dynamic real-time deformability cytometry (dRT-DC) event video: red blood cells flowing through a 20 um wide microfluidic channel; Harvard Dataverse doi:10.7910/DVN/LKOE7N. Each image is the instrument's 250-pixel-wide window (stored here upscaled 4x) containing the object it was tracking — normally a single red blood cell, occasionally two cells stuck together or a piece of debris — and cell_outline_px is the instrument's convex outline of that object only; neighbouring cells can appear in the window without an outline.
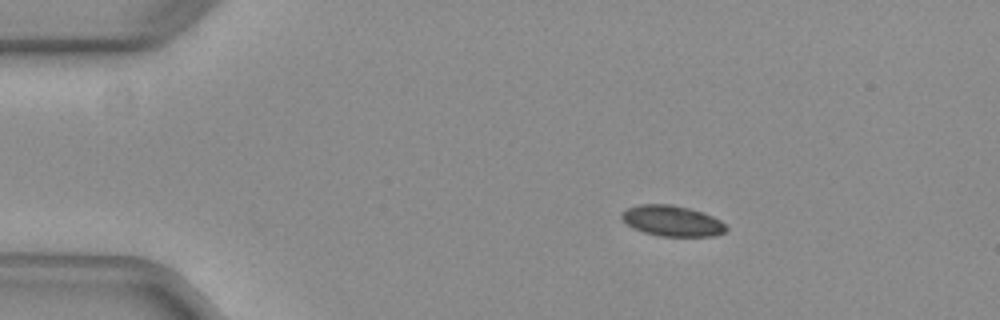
{"species": "common noctule bat (a hibernating species)", "species_latin": "Nyctalus noctula", "temperature_condition": "warm", "stored_images_in_passage": 34, "camera_frame_rate_fps": 3000, "um_per_image_px": 0.085, "animal": {"sex": "female", "body_mass_g": 29.2, "forearm_length_mm": 56.3}, "frame": {"image": 1, "passage_image": 1, "time_ms": 0.0, "image_size_px": [1000, 320], "cell_outline_px": [[728, 228], [724, 232], [712, 236], [660, 236], [644, 232], [628, 224], [620, 216], [628, 208], [640, 204], [672, 204], [704, 212], [720, 220]], "centroid_in_image_um": [57.16, 18.77], "position_along_channel_um": 27.8, "area_um2": 18.44}}
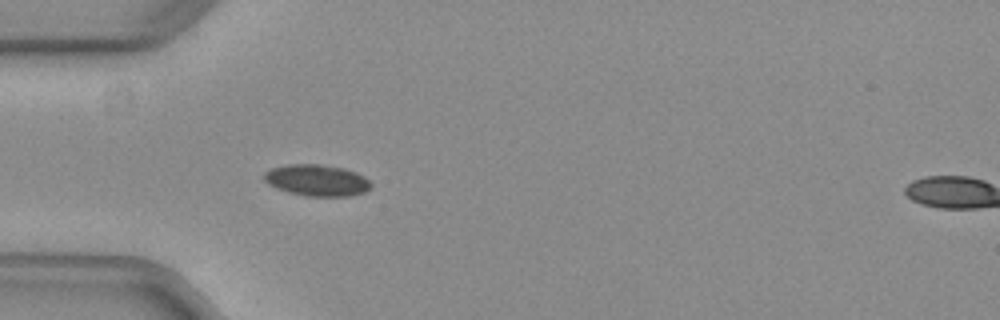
{"frame": {"image": 2, "passage_image": 8, "time_ms": 2.333, "image_size_px": [1000, 320], "cell_outline_px": [[372, 188], [364, 192], [348, 196], [308, 196], [288, 192], [276, 188], [268, 184], [264, 180], [264, 172], [272, 168], [288, 164], [320, 164], [344, 168], [356, 172], [364, 176], [372, 184]], "centroid_in_image_um": [26.94, 15.32], "position_along_channel_um": 58.1, "area_um2": 19.65}}
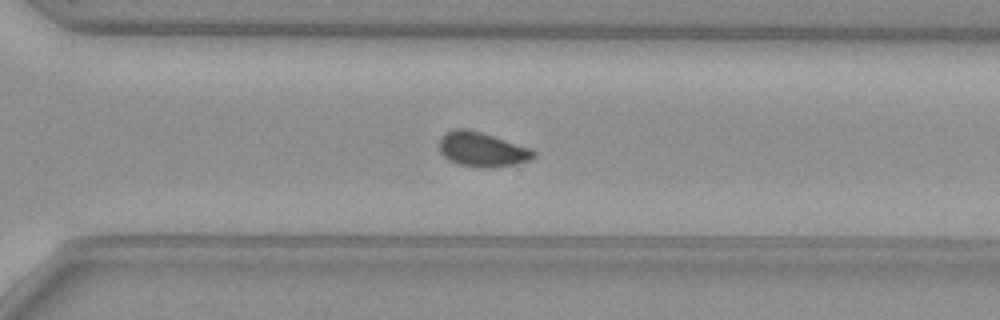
{"frame": {"image": 3, "passage_image": 29, "time_ms": 9.333, "image_size_px": [1000, 320], "cell_outline_px": [[536, 156], [528, 160], [516, 164], [492, 168], [476, 168], [460, 164], [444, 156], [440, 152], [440, 136], [444, 132], [456, 128], [468, 128], [532, 148], [536, 152]], "centroid_in_image_um": [40.99, 12.69], "position_along_channel_um": 329.6, "area_um2": 19.13}, "authors_computed_cell_mechanics": {"area_um2": 19.1318, "velocity_mm_per_s": 3.9496, "shape_relaxation_time_tau1_ms": null, "shape_relaxation_time_tau2_ms": 1.6982, "deformation_change_tau1": null, "deformation_change_tau2": 0.0562}}